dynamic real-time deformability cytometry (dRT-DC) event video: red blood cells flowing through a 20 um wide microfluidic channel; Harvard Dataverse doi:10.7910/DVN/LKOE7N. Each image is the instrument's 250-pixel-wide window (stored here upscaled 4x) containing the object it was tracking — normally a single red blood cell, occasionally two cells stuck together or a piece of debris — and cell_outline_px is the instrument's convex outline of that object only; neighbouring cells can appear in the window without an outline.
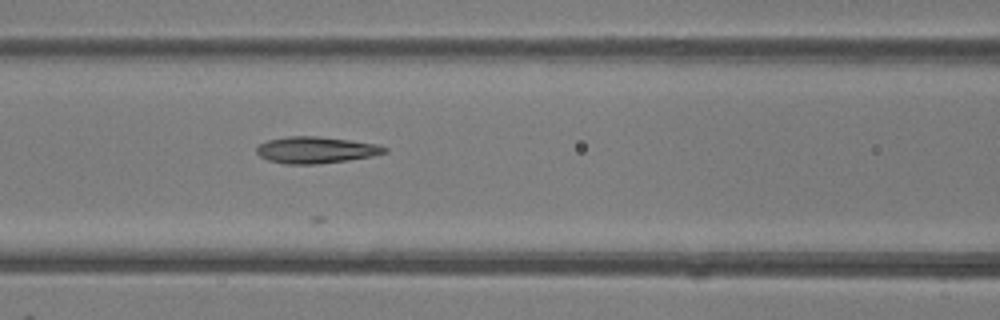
{"species": "common noctule bat (a hibernating species)", "species_latin": "Nyctalus noctula", "temperature_condition": "room temperature", "stored_images_in_passage": 21, "camera_frame_rate_fps": 3000, "um_per_image_px": 0.085, "animal": {"sex": "female"}, "frame": {"image": 1, "passage_image": 6, "time_ms": 1.667, "image_size_px": [1000, 320], "cell_outline_px": [[388, 152], [372, 156], [348, 160], [316, 164], [284, 164], [268, 160], [260, 156], [256, 152], [256, 148], [260, 144], [268, 140], [288, 136], [316, 136], [348, 140], [376, 144], [388, 148]], "centroid_in_image_um": [26.84, 12.75], "position_along_channel_um": 139.8, "area_um2": 19.71}}
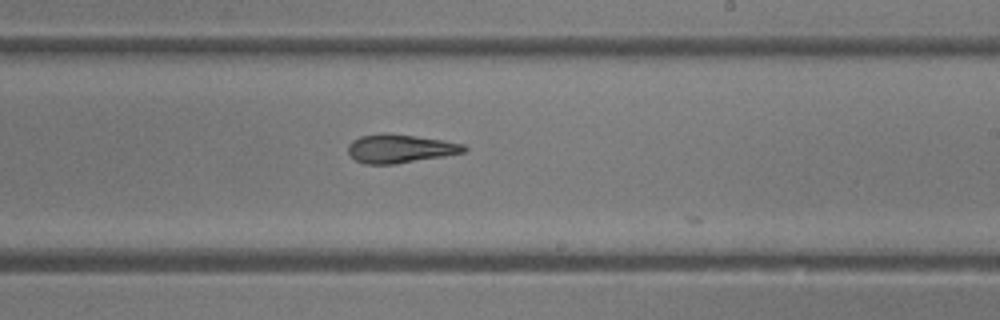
{"frame": {"image": 2, "passage_image": 14, "time_ms": 4.333, "image_size_px": [1000, 320], "cell_outline_px": [[468, 148], [464, 152], [444, 156], [392, 164], [364, 164], [356, 160], [348, 152], [348, 144], [352, 140], [360, 136], [384, 132], [416, 136], [444, 140], [464, 144]], "centroid_in_image_um": [33.99, 12.62], "position_along_channel_um": 255.0, "area_um2": 19.31}}
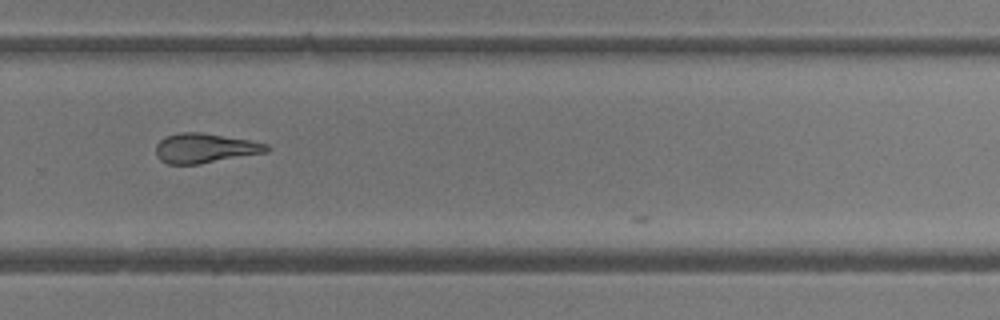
{"frame": {"image": 3, "passage_image": 18, "time_ms": 5.667, "image_size_px": [1000, 320], "cell_outline_px": [[272, 148], [268, 152], [200, 164], [168, 164], [160, 160], [156, 156], [156, 144], [164, 136], [180, 132], [200, 132], [248, 140], [268, 144]], "centroid_in_image_um": [17.41, 12.6], "position_along_channel_um": 312.4, "area_um2": 19.25}}